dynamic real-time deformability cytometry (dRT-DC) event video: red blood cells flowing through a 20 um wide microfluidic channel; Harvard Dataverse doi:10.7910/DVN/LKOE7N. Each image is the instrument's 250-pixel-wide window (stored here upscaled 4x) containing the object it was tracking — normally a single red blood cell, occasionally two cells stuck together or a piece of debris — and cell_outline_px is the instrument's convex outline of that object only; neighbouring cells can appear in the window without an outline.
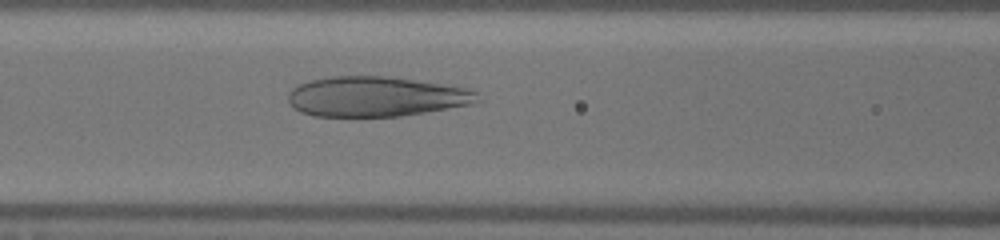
{"species": "human", "species_latin": "Homo sapiens", "temperature_condition": "warm", "stored_images_in_passage": 35, "camera_frame_rate_fps": 3000, "um_per_image_px": 0.085, "donor": {"sex": "male"}, "frame": {"image": 1, "passage_image": 6, "time_ms": 1.667, "image_size_px": [1000, 240], "cell_outline_px": [[484, 100], [476, 104], [400, 116], [312, 116], [300, 112], [292, 108], [288, 100], [288, 92], [292, 88], [308, 80], [332, 76], [388, 76], [440, 84], [464, 88], [476, 92]], "centroid_in_image_um": [31.95, 8.21], "position_along_channel_um": 134.6, "area_um2": 44.39}}
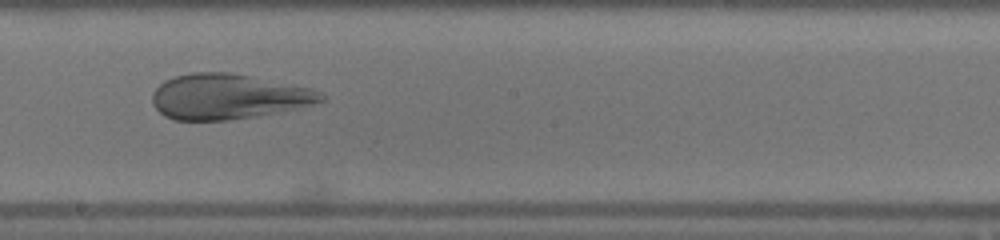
{"frame": {"image": 2, "passage_image": 13, "time_ms": 4.0, "image_size_px": [1000, 240], "cell_outline_px": [[324, 100], [292, 108], [252, 116], [228, 120], [172, 120], [164, 116], [152, 104], [152, 92], [164, 80], [176, 76], [192, 72], [232, 72], [308, 88], [320, 92], [324, 96]], "centroid_in_image_um": [19.27, 8.2], "position_along_channel_um": 228.9, "area_um2": 43.75}}
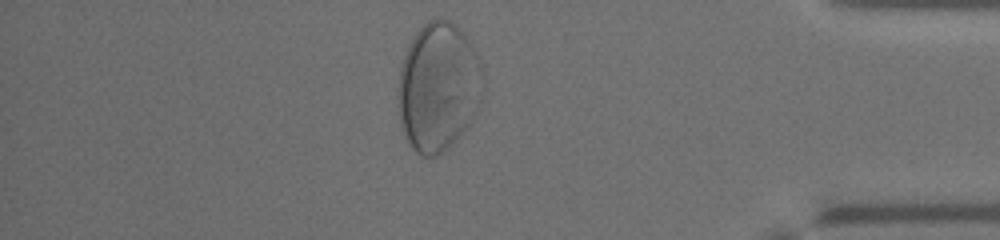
{"frame": {"image": 3, "passage_image": 28, "time_ms": 9.0, "image_size_px": [1000, 240], "cell_outline_px": [[484, 88], [480, 100], [468, 128], [448, 148], [436, 156], [424, 156], [416, 152], [408, 144], [400, 124], [396, 104], [396, 96], [400, 64], [416, 32], [428, 20], [436, 16], [448, 20], [460, 28], [468, 40], [476, 56], [484, 76]], "centroid_in_image_um": [37.22, 7.42], "position_along_channel_um": 398.0, "area_um2": 64.39}}